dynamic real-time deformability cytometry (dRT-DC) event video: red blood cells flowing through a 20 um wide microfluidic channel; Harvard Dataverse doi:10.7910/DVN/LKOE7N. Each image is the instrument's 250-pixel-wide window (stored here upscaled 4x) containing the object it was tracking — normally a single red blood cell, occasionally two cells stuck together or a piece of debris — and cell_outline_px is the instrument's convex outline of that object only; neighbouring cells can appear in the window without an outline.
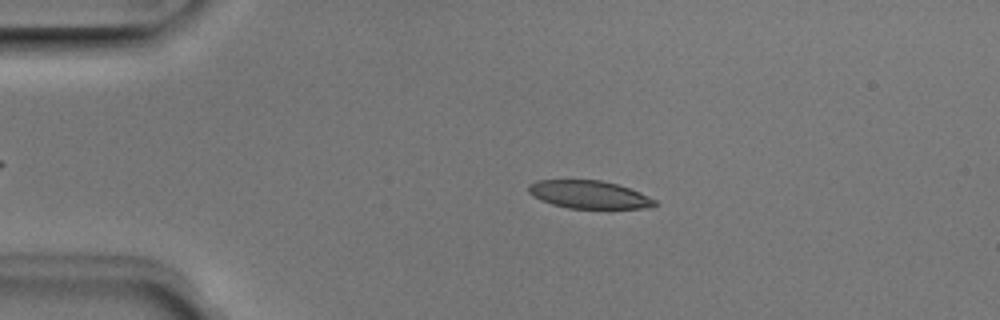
{"species": "Egyptian fruit bat (a non-hibernating species)", "species_latin": "Rousettus aegyptiacus", "temperature_condition": "room temperature", "stored_images_in_passage": 44, "camera_frame_rate_fps": 3000, "um_per_image_px": 0.085, "animal": {"sex": "male"}, "frame": {"image": 1, "passage_image": 10, "time_ms": 3.0, "image_size_px": [1000, 320], "cell_outline_px": [[660, 204], [652, 208], [568, 208], [552, 204], [540, 200], [532, 196], [528, 192], [528, 184], [536, 180], [600, 180], [616, 184], [640, 192], [656, 200]], "centroid_in_image_um": [50.07, 16.54], "position_along_channel_um": 34.9, "area_um2": 20.63}}
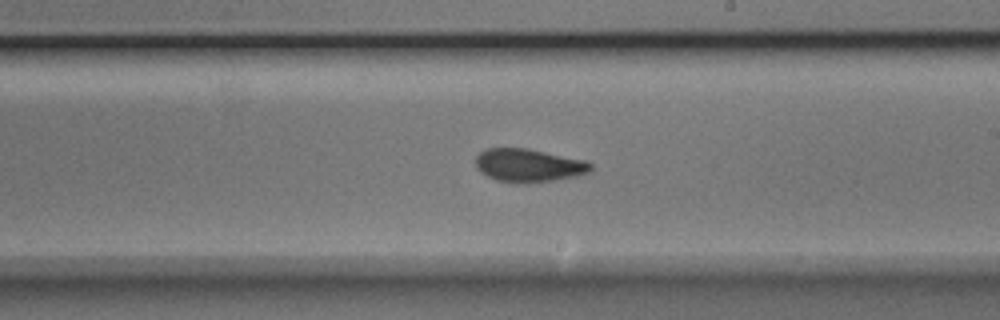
{"frame": {"image": 2, "passage_image": 29, "time_ms": 9.333, "image_size_px": [1000, 320], "cell_outline_px": [[592, 172], [580, 176], [524, 184], [520, 184], [496, 180], [480, 172], [476, 168], [476, 156], [484, 148], [528, 148], [588, 160], [592, 164]], "centroid_in_image_um": [44.98, 14.06], "position_along_channel_um": 244.0, "area_um2": 22.77}}
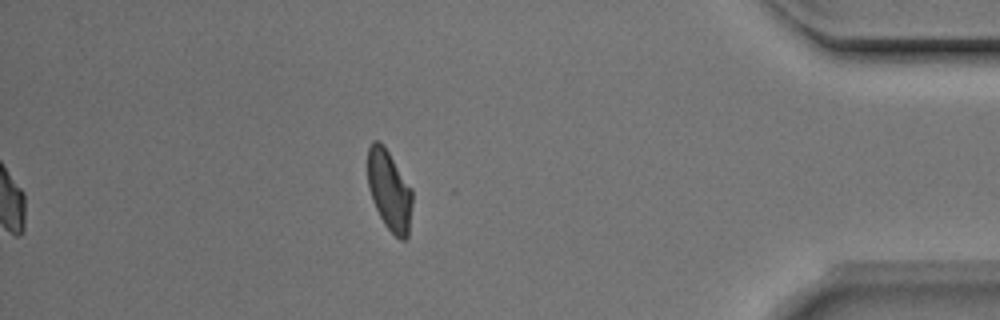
{"frame": {"image": 3, "passage_image": 44, "time_ms": 14.333, "image_size_px": [1000, 320], "cell_outline_px": [[412, 204], [408, 236], [404, 240], [400, 240], [384, 224], [372, 200], [368, 188], [368, 148], [372, 140], [380, 140], [384, 144], [412, 188]], "centroid_in_image_um": [33.09, 16.15], "position_along_channel_um": 402.1, "area_um2": 21.04}, "authors_computed_cell_mechanics": {"area_um2": 21.8484, "velocity_mm_per_s": 3.9649, "shape_relaxation_time_tau1_ms": 8.6331, "shape_relaxation_time_tau2_ms": 1.5477, "deformation_change_tau1": 0.2165, "deformation_change_tau2": 0.0645}}